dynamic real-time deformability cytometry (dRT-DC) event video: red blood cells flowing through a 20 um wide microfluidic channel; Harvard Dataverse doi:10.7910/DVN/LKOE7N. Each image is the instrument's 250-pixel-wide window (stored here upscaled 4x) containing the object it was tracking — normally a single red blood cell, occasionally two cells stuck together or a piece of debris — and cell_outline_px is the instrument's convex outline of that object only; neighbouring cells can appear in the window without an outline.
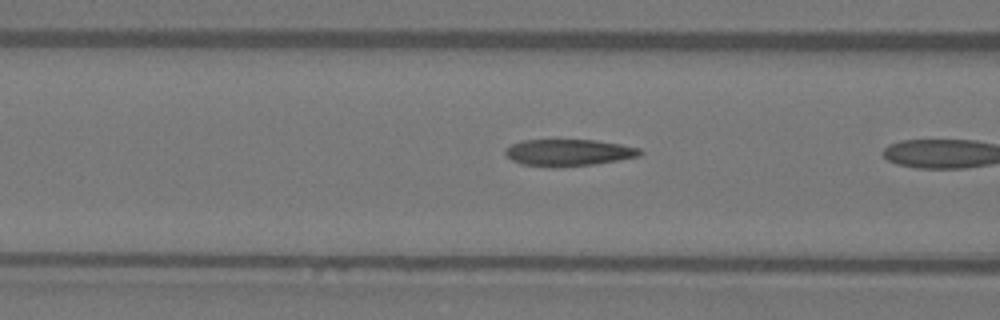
{"species": "Egyptian fruit bat (a non-hibernating species)", "species_latin": "Rousettus aegyptiacus", "temperature_condition": "warm", "stored_images_in_passage": 19, "camera_frame_rate_fps": 3000, "um_per_image_px": 0.085, "animal": {"sex": "female"}, "frame": {"image": 1, "passage_image": 18, "time_ms": 5.667, "image_size_px": [1000, 320], "cell_outline_px": [[644, 152], [640, 156], [596, 164], [560, 168], [552, 168], [520, 164], [512, 160], [504, 152], [504, 148], [520, 140], [596, 140], [620, 144], [640, 148]], "centroid_in_image_um": [48.31, 12.98], "position_along_channel_um": 118.3, "area_um2": 21.39}}